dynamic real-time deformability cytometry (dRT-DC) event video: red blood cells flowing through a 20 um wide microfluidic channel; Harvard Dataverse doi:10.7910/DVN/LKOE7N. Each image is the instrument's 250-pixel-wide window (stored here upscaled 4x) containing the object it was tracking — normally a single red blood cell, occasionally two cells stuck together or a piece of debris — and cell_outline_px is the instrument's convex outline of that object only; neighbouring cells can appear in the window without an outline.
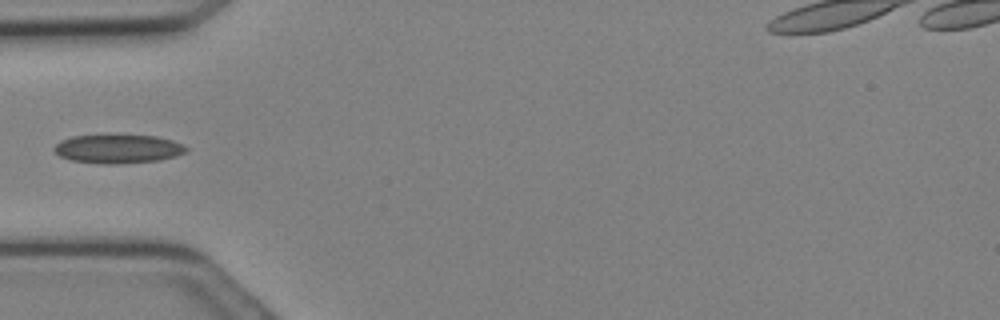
{"species": "Egyptian fruit bat (a non-hibernating species)", "species_latin": "Rousettus aegyptiacus", "temperature_condition": "cold", "stored_images_in_passage": 22, "camera_frame_rate_fps": 3000, "um_per_image_px": 0.085, "animal": {"sex": "female"}, "frame": {"image": 1, "passage_image": 10, "time_ms": 3.0, "image_size_px": [1000, 320], "cell_outline_px": [[188, 152], [176, 156], [160, 160], [120, 164], [108, 164], [72, 160], [60, 156], [52, 148], [60, 140], [72, 136], [108, 132], [156, 136], [172, 140], [188, 148]], "centroid_in_image_um": [10.02, 12.6], "position_along_channel_um": 75.0, "area_um2": 23.06}}
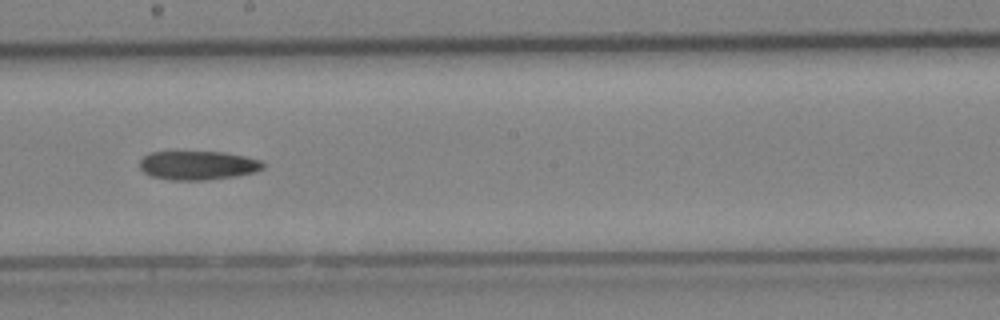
{"frame": {"image": 2, "passage_image": 17, "time_ms": 5.333, "image_size_px": [1000, 320], "cell_outline_px": [[264, 168], [252, 172], [232, 176], [204, 180], [172, 180], [152, 176], [144, 172], [140, 168], [140, 160], [148, 152], [172, 148], [224, 152], [264, 160]], "centroid_in_image_um": [16.74, 13.98], "position_along_channel_um": 231.5, "area_um2": 21.73}}
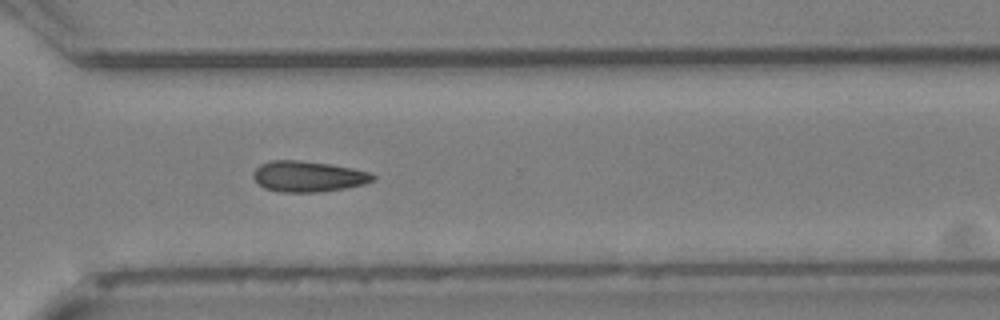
{"frame": {"image": 3, "passage_image": 22, "time_ms": 7.0, "image_size_px": [1000, 320], "cell_outline_px": [[376, 176], [372, 180], [364, 184], [344, 188], [316, 192], [284, 192], [264, 188], [252, 176], [252, 172], [260, 164], [272, 160], [296, 160], [328, 164], [352, 168], [372, 172]], "centroid_in_image_um": [26.18, 14.99], "position_along_channel_um": 344.4, "area_um2": 21.27}}